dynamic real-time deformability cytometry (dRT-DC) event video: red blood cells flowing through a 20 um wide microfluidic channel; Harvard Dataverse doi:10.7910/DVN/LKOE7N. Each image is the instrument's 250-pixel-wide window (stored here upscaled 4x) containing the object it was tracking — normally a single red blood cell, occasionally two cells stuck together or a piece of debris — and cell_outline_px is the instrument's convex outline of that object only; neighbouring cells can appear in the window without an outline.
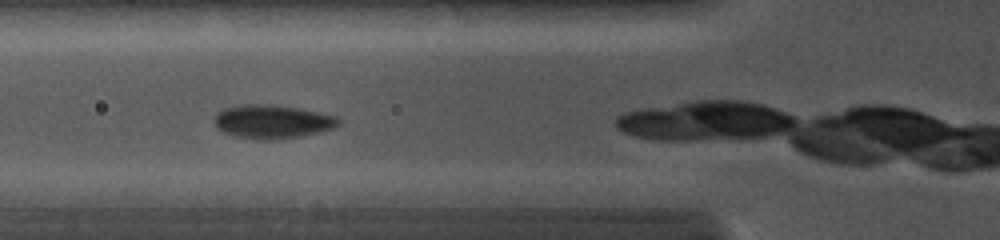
{"species": "common noctule bat (a hibernating species)", "species_latin": "Nyctalus noctula", "temperature_condition": "cold", "stored_images_in_passage": 3, "camera_frame_rate_fps": 5000, "um_per_image_px": 0.085, "animal": {"sex": "female", "body_mass_g": 19.0, "forearm_length_mm": 56.7}, "frame": {"image": 1, "passage_image": 2, "time_ms": 0.8, "image_size_px": [1000, 240], "cell_outline_px": [[340, 124], [332, 128], [320, 132], [300, 136], [276, 140], [252, 140], [236, 136], [224, 132], [216, 128], [212, 120], [216, 112], [224, 108], [244, 104], [264, 104], [300, 108], [320, 112], [336, 116], [340, 120]], "centroid_in_image_um": [23.1, 10.34], "position_along_channel_um": 102.7, "area_um2": 24.68}}